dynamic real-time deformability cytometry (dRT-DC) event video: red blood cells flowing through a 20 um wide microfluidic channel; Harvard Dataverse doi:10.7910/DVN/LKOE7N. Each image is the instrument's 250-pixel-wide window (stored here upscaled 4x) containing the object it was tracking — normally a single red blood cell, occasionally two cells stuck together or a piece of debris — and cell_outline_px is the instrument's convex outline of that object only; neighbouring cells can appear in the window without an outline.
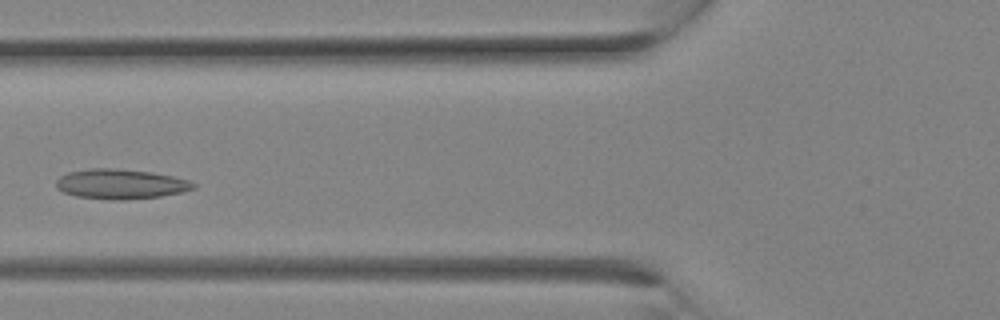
{"species": "Egyptian fruit bat (a non-hibernating species)", "species_latin": "Rousettus aegyptiacus", "temperature_condition": "room temperature", "stored_images_in_passage": 10, "camera_frame_rate_fps": 3000, "um_per_image_px": 0.085, "animal": {"sex": "female"}, "frame": {"image": 1, "passage_image": 9, "time_ms": 2.667, "image_size_px": [1000, 320], "cell_outline_px": [[196, 188], [184, 192], [160, 196], [124, 200], [112, 200], [76, 196], [64, 192], [56, 188], [56, 180], [60, 176], [68, 172], [88, 168], [112, 168], [152, 172], [172, 176], [188, 180], [196, 184]], "centroid_in_image_um": [10.25, 15.64], "position_along_channel_um": 115.5, "area_um2": 23.99}}